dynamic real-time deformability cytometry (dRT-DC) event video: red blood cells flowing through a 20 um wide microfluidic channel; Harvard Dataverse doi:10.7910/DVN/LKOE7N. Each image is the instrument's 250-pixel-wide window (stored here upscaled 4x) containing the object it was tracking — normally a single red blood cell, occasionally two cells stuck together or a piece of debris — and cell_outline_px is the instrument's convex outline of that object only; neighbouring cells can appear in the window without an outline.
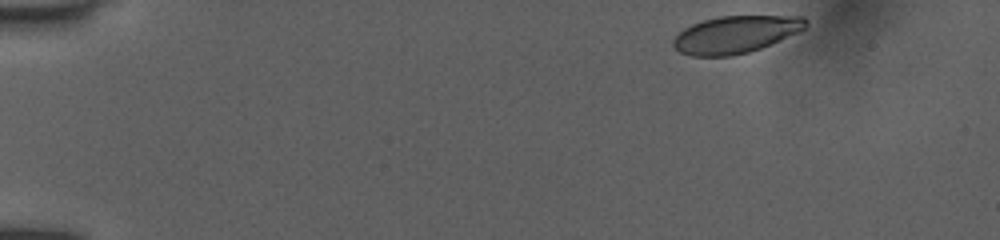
{"species": "human", "species_latin": "Homo sapiens", "temperature_condition": "room temperature", "stored_images_in_passage": 37, "camera_frame_rate_fps": 3000, "um_per_image_px": 0.085, "donor": {"sex": "female"}, "frame": {"image": 1, "passage_image": 1, "time_ms": 0.0, "image_size_px": [1000, 240], "cell_outline_px": [[808, 24], [800, 32], [760, 48], [748, 52], [732, 56], [692, 56], [680, 52], [672, 44], [672, 40], [684, 28], [692, 24], [704, 20], [720, 16], [804, 16], [808, 20]], "centroid_in_image_um": [62.55, 2.92], "position_along_channel_um": 22.5, "area_um2": 28.73}}
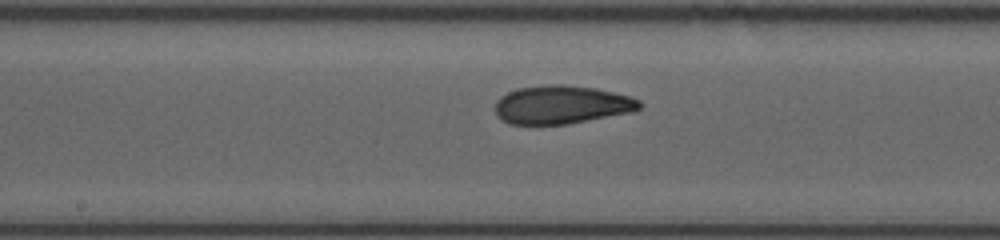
{"frame": {"image": 2, "passage_image": 20, "time_ms": 7.333, "image_size_px": [1000, 240], "cell_outline_px": [[644, 104], [640, 108], [632, 112], [568, 124], [508, 124], [496, 116], [496, 100], [500, 96], [508, 92], [520, 88], [552, 84], [564, 84], [596, 88], [632, 96], [640, 100]], "centroid_in_image_um": [47.77, 8.9], "position_along_channel_um": 200.4, "area_um2": 32.48}}
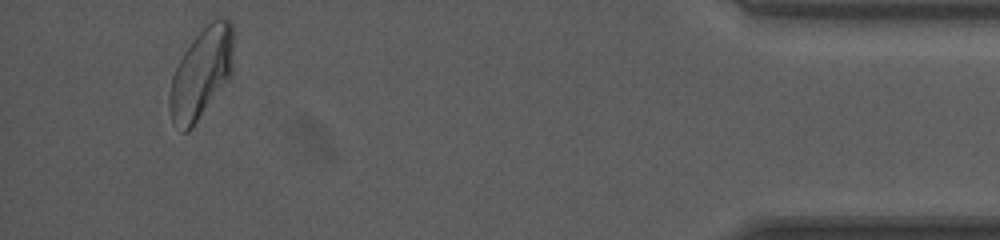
{"frame": {"image": 3, "passage_image": 37, "time_ms": 14.333, "image_size_px": [1000, 240], "cell_outline_px": [[232, 76], [188, 132], [180, 132], [172, 120], [168, 108], [168, 100], [172, 76], [184, 52], [196, 36], [212, 20], [228, 20], [232, 24]], "centroid_in_image_um": [17.09, 6.3], "position_along_channel_um": 418.1, "area_um2": 33.18}, "authors_computed_cell_mechanics": {"area_um2": 31.6744, "velocity_mm_per_s": 3.9702, "shape_relaxation_time_tau1_ms": 4.5799, "shape_relaxation_time_tau2_ms": 1.7177, "deformation_change_tau1": 0.1546, "deformation_change_tau2": 0.0774}}